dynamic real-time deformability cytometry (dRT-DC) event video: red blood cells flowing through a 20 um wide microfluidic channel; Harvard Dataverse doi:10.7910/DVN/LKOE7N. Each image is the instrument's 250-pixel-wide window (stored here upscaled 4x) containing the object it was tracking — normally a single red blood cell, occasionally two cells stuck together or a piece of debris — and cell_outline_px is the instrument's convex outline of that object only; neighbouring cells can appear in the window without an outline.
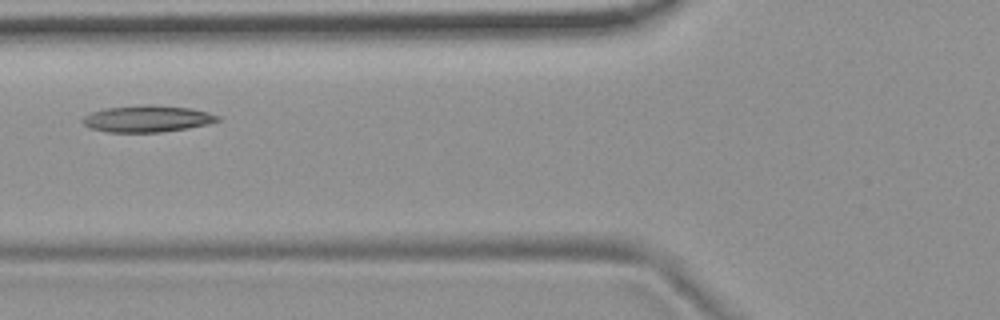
{"species": "common noctule bat (a hibernating species)", "species_latin": "Nyctalus noctula", "temperature_condition": "room temperature", "stored_images_in_passage": 4, "camera_frame_rate_fps": 3000, "um_per_image_px": 0.085, "animal": {"sex": "female", "body_mass_g": 19.9}, "frame": {"image": 1, "passage_image": 4, "time_ms": 1.0, "image_size_px": [1000, 320], "cell_outline_px": [[220, 120], [208, 124], [188, 128], [160, 132], [108, 132], [92, 128], [84, 124], [80, 120], [84, 116], [92, 112], [104, 108], [144, 104], [148, 104], [192, 108], [208, 112], [220, 116]], "centroid_in_image_um": [12.53, 10.08], "position_along_channel_um": 113.3, "area_um2": 21.04}}